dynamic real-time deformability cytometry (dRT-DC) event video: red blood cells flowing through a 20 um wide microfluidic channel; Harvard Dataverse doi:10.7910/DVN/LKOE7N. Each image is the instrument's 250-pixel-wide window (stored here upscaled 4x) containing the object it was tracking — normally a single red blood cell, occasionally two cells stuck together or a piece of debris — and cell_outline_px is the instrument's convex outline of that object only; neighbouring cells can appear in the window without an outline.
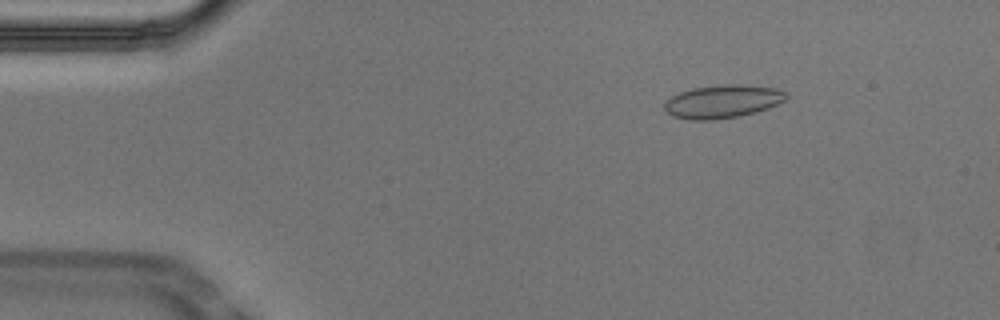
{"species": "Egyptian fruit bat (a non-hibernating species)", "species_latin": "Rousettus aegyptiacus", "temperature_condition": "cold", "stored_images_in_passage": 53, "camera_frame_rate_fps": 3000, "um_per_image_px": 0.085, "animal": {"sex": "male"}, "frame": {"image": 1, "passage_image": 7, "time_ms": 2.0, "image_size_px": [1000, 320], "cell_outline_px": [[788, 96], [784, 100], [768, 108], [756, 112], [736, 116], [712, 120], [688, 120], [672, 116], [664, 108], [664, 104], [672, 96], [680, 92], [692, 88], [724, 84], [736, 84], [776, 88], [788, 92]], "centroid_in_image_um": [61.42, 8.62], "position_along_channel_um": 23.6, "area_um2": 23.41}}
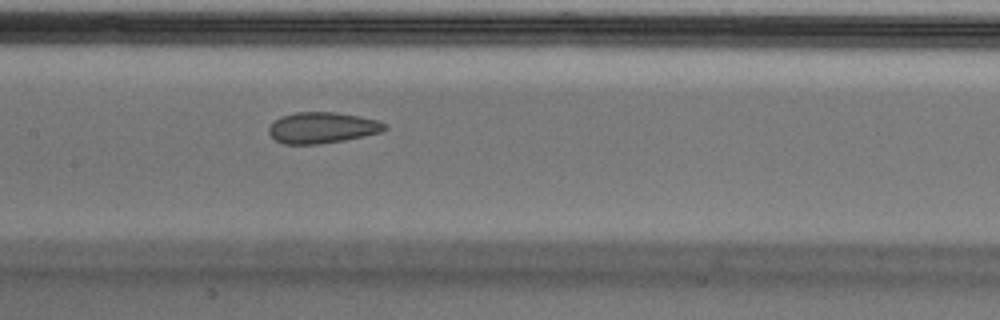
{"frame": {"image": 2, "passage_image": 25, "time_ms": 8.0, "image_size_px": [1000, 320], "cell_outline_px": [[388, 128], [380, 132], [344, 140], [320, 144], [284, 144], [276, 140], [268, 132], [268, 128], [280, 116], [296, 112], [336, 112], [360, 116], [376, 120], [388, 124]], "centroid_in_image_um": [27.39, 10.85], "position_along_channel_um": 180.0, "area_um2": 20.92}}
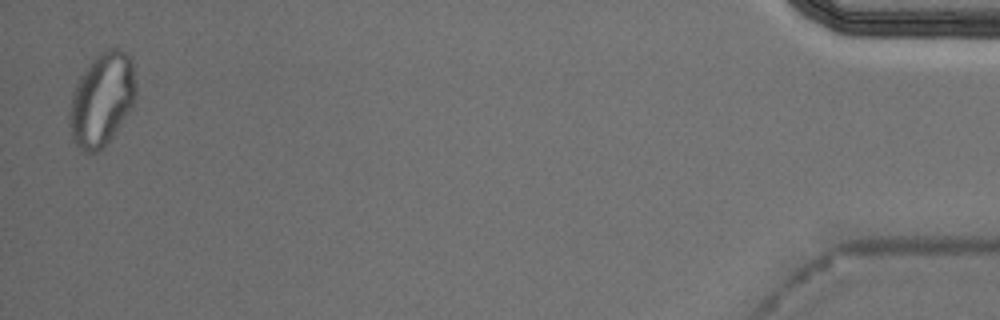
{"frame": {"image": 3, "passage_image": 52, "time_ms": 17.0, "image_size_px": [1000, 320], "cell_outline_px": [[136, 100], [104, 148], [96, 152], [80, 152], [76, 148], [72, 140], [68, 124], [68, 112], [72, 96], [76, 84], [92, 60], [104, 48], [116, 48], [124, 52], [132, 60], [136, 84]], "centroid_in_image_um": [8.64, 8.49], "position_along_channel_um": 426.6, "area_um2": 36.24}, "authors_computed_cell_mechanics": {"area_um2": 22.7154, "velocity_mm_per_s": 3.7221, "shape_relaxation_time_tau1_ms": null, "shape_relaxation_time_tau2_ms": 1.9179, "deformation_change_tau1": null, "deformation_change_tau2": 0.0553}}